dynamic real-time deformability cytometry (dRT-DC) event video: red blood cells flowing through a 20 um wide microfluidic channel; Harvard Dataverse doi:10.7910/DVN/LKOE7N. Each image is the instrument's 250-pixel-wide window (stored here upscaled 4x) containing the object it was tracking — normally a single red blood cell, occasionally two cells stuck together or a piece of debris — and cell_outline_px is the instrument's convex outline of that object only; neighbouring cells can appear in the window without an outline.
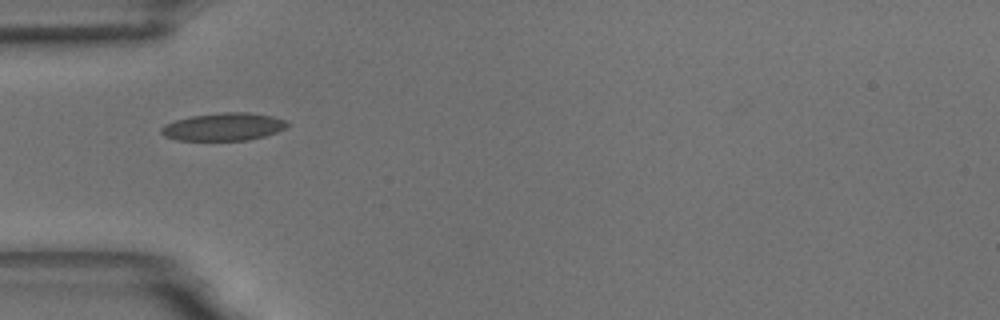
{"species": "common noctule bat (a hibernating species)", "species_latin": "Nyctalus noctula", "temperature_condition": "room temperature", "stored_images_in_passage": 3, "camera_frame_rate_fps": 3000, "um_per_image_px": 0.085, "animal": {"sex": "male", "body_mass_g": 18.8}, "frame": {"image": 1, "passage_image": 1, "time_ms": 0.0, "image_size_px": [1000, 320], "cell_outline_px": [[288, 124], [284, 128], [276, 132], [264, 136], [248, 140], [180, 140], [164, 136], [160, 132], [160, 128], [164, 124], [176, 120], [192, 116], [224, 112], [248, 112], [272, 116], [288, 120]], "centroid_in_image_um": [19.0, 10.77], "position_along_channel_um": 66.0, "area_um2": 20.29}}